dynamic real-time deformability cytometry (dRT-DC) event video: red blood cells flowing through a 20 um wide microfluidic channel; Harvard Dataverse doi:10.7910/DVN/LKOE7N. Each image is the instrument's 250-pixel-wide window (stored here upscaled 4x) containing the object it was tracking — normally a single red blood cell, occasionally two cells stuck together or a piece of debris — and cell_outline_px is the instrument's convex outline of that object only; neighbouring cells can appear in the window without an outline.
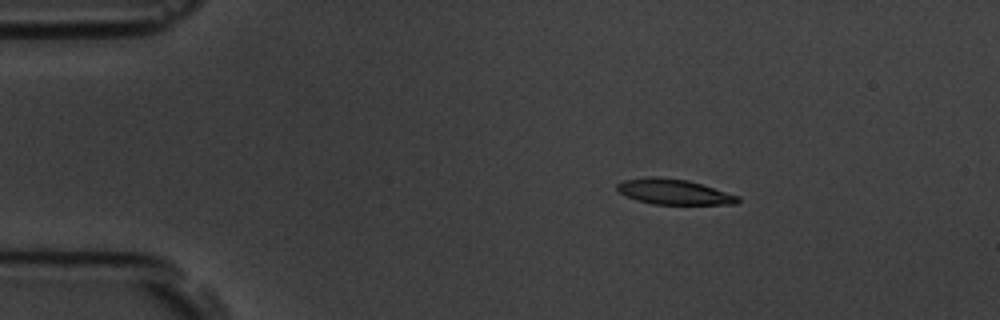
{"species": "common noctule bat (a hibernating species)", "species_latin": "Nyctalus noctula", "temperature_condition": "room temperature", "stored_images_in_passage": 5, "camera_frame_rate_fps": 3000, "um_per_image_px": 0.085, "animal": {"sex": "male", "body_mass_g": 19.5, "forearm_length_mm": 54.6}, "frame": {"image": 1, "passage_image": 3, "time_ms": 2.333, "image_size_px": [1000, 320], "cell_outline_px": [[740, 200], [736, 204], [652, 204], [636, 200], [620, 192], [616, 188], [616, 184], [624, 180], [652, 176], [656, 176], [688, 180], [740, 196]], "centroid_in_image_um": [57.28, 16.3], "position_along_channel_um": 27.7, "area_um2": 17.74}}